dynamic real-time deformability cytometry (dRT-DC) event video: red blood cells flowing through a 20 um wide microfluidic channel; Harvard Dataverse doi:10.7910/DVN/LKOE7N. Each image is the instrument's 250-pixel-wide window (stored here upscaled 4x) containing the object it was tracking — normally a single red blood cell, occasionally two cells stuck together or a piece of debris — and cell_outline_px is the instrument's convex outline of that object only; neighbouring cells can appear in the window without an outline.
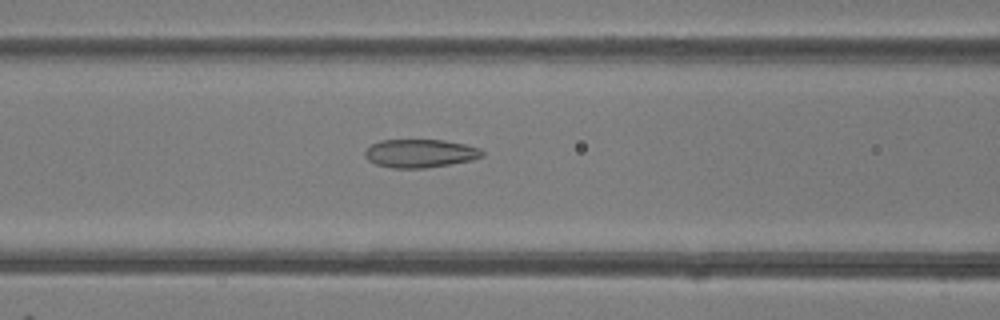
{"species": "common noctule bat (a hibernating species)", "species_latin": "Nyctalus noctula", "temperature_condition": "room temperature", "stored_images_in_passage": 45, "camera_frame_rate_fps": 3000, "um_per_image_px": 0.085, "animal": {"sex": "female"}, "frame": {"image": 1, "passage_image": 20, "time_ms": 6.333, "image_size_px": [1000, 320], "cell_outline_px": [[484, 156], [472, 160], [424, 168], [392, 168], [376, 164], [368, 160], [364, 156], [364, 152], [372, 144], [380, 140], [444, 140], [464, 144], [480, 148], [484, 152]], "centroid_in_image_um": [35.71, 13.03], "position_along_channel_um": 130.9, "area_um2": 19.31}}
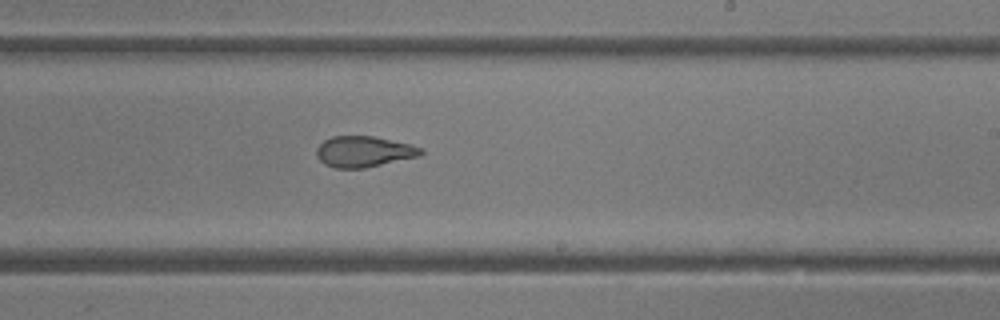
{"frame": {"image": 2, "passage_image": 29, "time_ms": 9.333, "image_size_px": [1000, 320], "cell_outline_px": [[424, 152], [420, 156], [364, 168], [336, 168], [324, 164], [316, 156], [316, 148], [324, 140], [332, 136], [372, 136], [408, 144], [424, 148]], "centroid_in_image_um": [30.91, 12.89], "position_along_channel_um": 258.1, "area_um2": 18.73}}
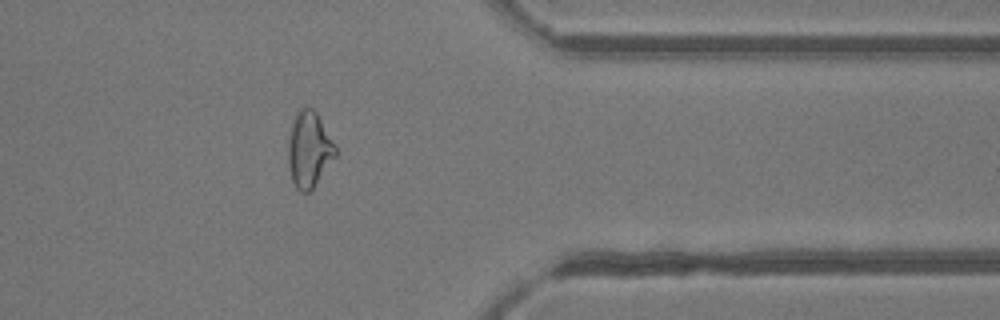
{"frame": {"image": 3, "passage_image": 39, "time_ms": 12.667, "image_size_px": [1000, 320], "cell_outline_px": [[336, 156], [312, 188], [308, 192], [300, 192], [296, 188], [292, 180], [288, 168], [288, 140], [292, 124], [300, 108], [312, 108], [316, 112], [336, 148]], "centroid_in_image_um": [26.25, 12.74], "position_along_channel_um": 385.2, "area_um2": 20.4}}